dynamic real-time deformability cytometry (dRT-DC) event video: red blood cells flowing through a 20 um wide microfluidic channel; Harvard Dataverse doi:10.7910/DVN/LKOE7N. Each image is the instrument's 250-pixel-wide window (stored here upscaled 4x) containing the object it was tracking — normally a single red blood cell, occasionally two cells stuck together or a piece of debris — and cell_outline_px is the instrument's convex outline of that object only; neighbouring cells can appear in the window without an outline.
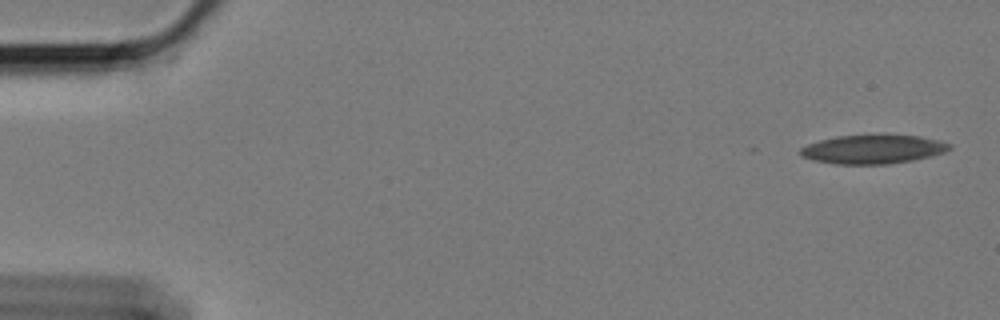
{"species": "Egyptian fruit bat (a non-hibernating species)", "species_latin": "Rousettus aegyptiacus", "temperature_condition": "cold", "stored_images_in_passage": 10, "camera_frame_rate_fps": 3000, "um_per_image_px": 0.085, "animal": {"sex": "female"}, "frame": {"image": 1, "passage_image": 1, "time_ms": 0.0, "image_size_px": [1000, 320], "cell_outline_px": [[952, 148], [944, 152], [932, 156], [912, 160], [888, 164], [836, 164], [812, 160], [800, 156], [800, 148], [808, 144], [820, 140], [836, 136], [884, 132], [920, 136], [940, 140], [952, 144]], "centroid_in_image_um": [74.23, 12.64], "position_along_channel_um": 10.8, "area_um2": 26.07}}